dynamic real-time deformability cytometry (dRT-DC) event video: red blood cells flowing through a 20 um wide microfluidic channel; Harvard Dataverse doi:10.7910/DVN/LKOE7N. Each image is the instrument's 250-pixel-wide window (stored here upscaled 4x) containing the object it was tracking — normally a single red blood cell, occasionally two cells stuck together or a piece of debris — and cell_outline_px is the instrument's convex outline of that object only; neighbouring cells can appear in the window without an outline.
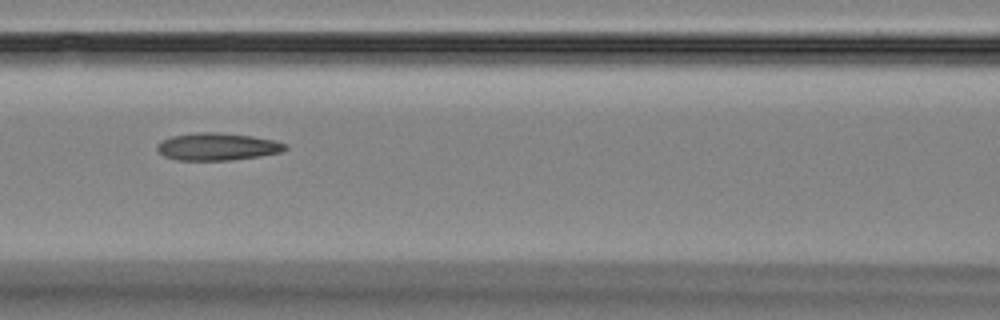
{"species": "Egyptian fruit bat (a non-hibernating species)", "species_latin": "Rousettus aegyptiacus", "temperature_condition": "room temperature", "stored_images_in_passage": 8, "camera_frame_rate_fps": 3000, "um_per_image_px": 0.085, "animal": {"sex": "female"}, "frame": {"image": 1, "passage_image": 7, "time_ms": 7.0, "image_size_px": [1000, 320], "cell_outline_px": [[288, 148], [280, 152], [260, 156], [228, 160], [176, 160], [164, 156], [156, 148], [156, 144], [172, 136], [196, 132], [220, 132], [252, 136], [272, 140], [288, 144]], "centroid_in_image_um": [18.47, 12.46], "position_along_channel_um": 148.1, "area_um2": 20.4}}